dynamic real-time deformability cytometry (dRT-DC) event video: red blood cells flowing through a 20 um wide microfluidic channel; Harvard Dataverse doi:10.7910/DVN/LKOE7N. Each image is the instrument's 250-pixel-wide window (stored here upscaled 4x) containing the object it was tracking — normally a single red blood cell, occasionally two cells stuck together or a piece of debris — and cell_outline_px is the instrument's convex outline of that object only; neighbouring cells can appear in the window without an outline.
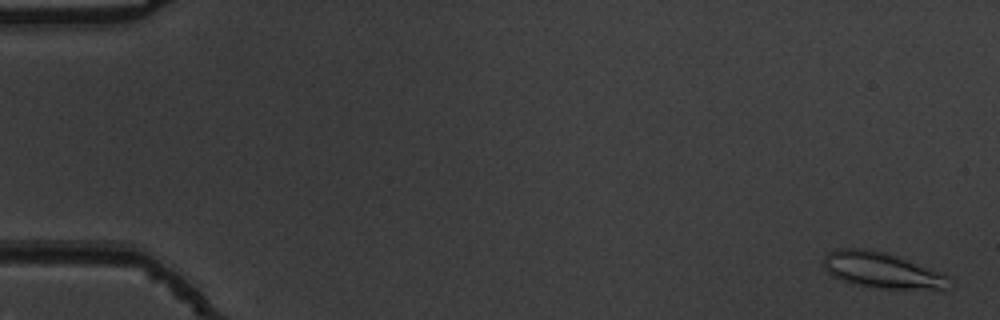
{"species": "common noctule bat (a hibernating species)", "species_latin": "Nyctalus noctula", "temperature_condition": "warm", "stored_images_in_passage": 55, "camera_frame_rate_fps": 3000, "um_per_image_px": 0.085, "animal": {"sex": "male", "body_mass_g": 19.5, "forearm_length_mm": 54.6}, "frame": {"image": 1, "passage_image": 2, "time_ms": 0.333, "image_size_px": [1000, 320], "cell_outline_px": [[948, 276], [944, 288], [880, 288], [852, 284], [832, 276], [824, 268], [824, 256], [828, 252], [836, 248], [860, 248], [884, 252], [940, 272]], "centroid_in_image_um": [74.82, 22.95], "position_along_channel_um": 10.2, "area_um2": 25.37}}
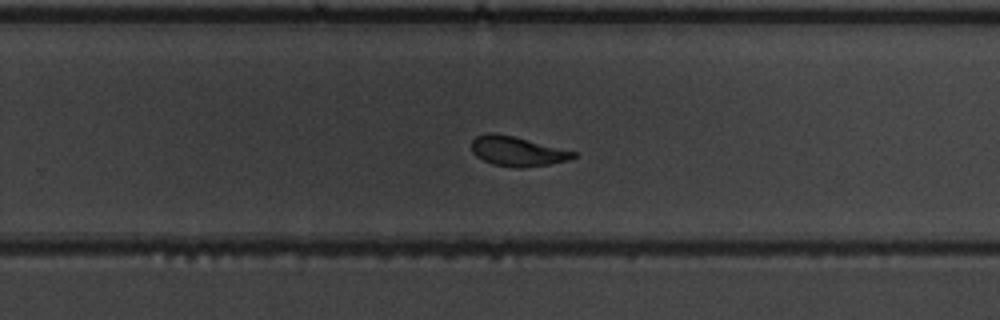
{"frame": {"image": 2, "passage_image": 36, "time_ms": 11.667, "image_size_px": [1000, 320], "cell_outline_px": [[576, 156], [568, 160], [548, 164], [524, 168], [512, 168], [492, 164], [476, 156], [472, 152], [472, 140], [476, 136], [488, 132], [492, 132], [512, 136], [576, 152]], "centroid_in_image_um": [43.92, 12.87], "position_along_channel_um": 285.9, "area_um2": 17.46}}
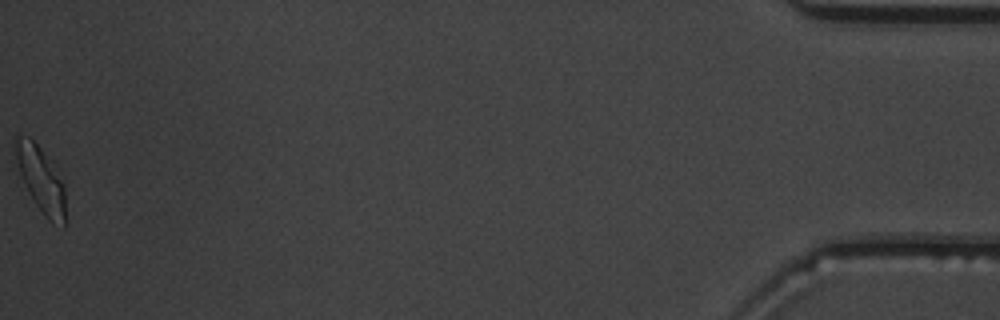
{"frame": {"image": 3, "passage_image": 55, "time_ms": 18.0, "image_size_px": [1000, 320], "cell_outline_px": [[64, 228], [52, 224], [44, 216], [28, 192], [20, 176], [16, 160], [12, 140], [16, 136], [28, 136], [40, 148], [64, 184]], "centroid_in_image_um": [3.43, 15.27], "position_along_channel_um": 431.8, "area_um2": 18.84}, "authors_computed_cell_mechanics": {"area_um2": 18.6694, "velocity_mm_per_s": 3.7764, "shape_relaxation_time_tau1_ms": 3.9185, "shape_relaxation_time_tau2_ms": 1.785, "deformation_change_tau1": 0.1482, "deformation_change_tau2": 0.0901}}